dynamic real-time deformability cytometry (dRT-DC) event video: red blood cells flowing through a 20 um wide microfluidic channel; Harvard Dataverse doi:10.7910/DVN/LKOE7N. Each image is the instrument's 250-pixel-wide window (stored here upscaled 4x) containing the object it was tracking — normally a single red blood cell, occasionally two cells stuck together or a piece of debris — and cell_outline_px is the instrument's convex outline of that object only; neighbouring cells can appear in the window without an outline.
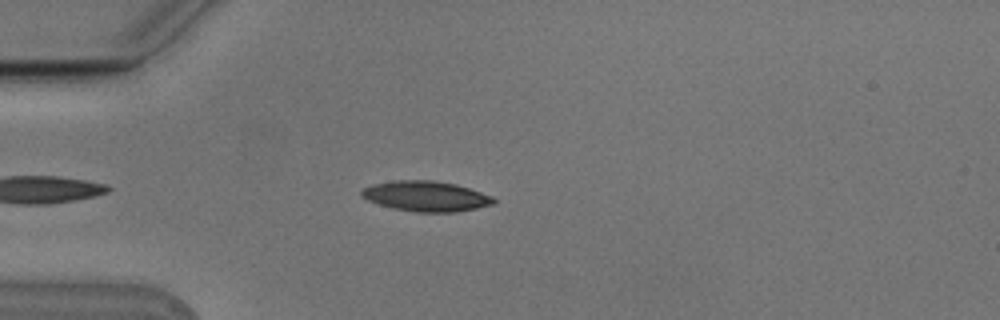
{"species": "Egyptian fruit bat (a non-hibernating species)", "species_latin": "Rousettus aegyptiacus", "temperature_condition": "cold", "stored_images_in_passage": 45, "camera_frame_rate_fps": 3000, "um_per_image_px": 0.085, "animal": {"sex": "male"}, "frame": {"image": 1, "passage_image": 6, "time_ms": 1.667, "image_size_px": [1000, 320], "cell_outline_px": [[496, 200], [492, 204], [476, 208], [456, 212], [416, 212], [392, 208], [368, 200], [360, 196], [360, 192], [364, 188], [372, 184], [396, 180], [432, 180], [456, 184], [492, 196]], "centroid_in_image_um": [36.19, 16.67], "position_along_channel_um": 48.8, "area_um2": 23.18}}
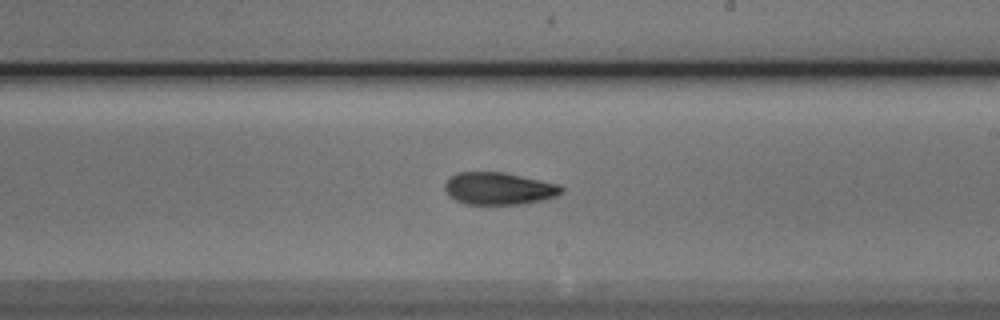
{"frame": {"image": 2, "passage_image": 23, "time_ms": 7.333, "image_size_px": [1000, 320], "cell_outline_px": [[564, 192], [556, 196], [544, 200], [520, 204], [464, 204], [448, 196], [444, 188], [444, 184], [452, 176], [460, 172], [504, 172], [560, 184], [564, 188]], "centroid_in_image_um": [42.43, 16.03], "position_along_channel_um": 246.6, "area_um2": 22.08}}
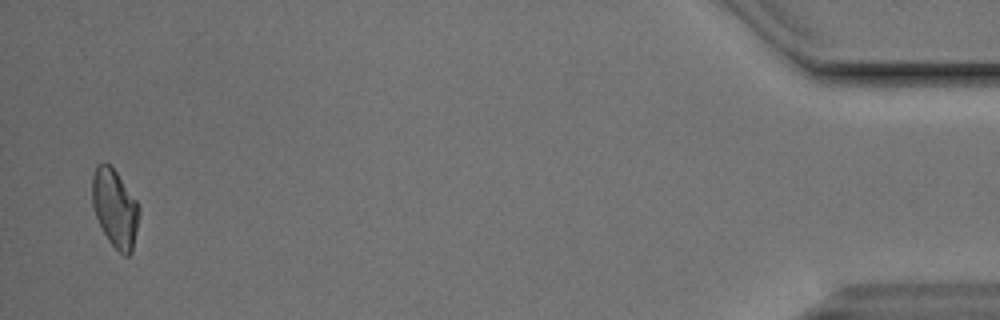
{"frame": {"image": 3, "passage_image": 44, "time_ms": 14.333, "image_size_px": [1000, 320], "cell_outline_px": [[140, 212], [132, 252], [128, 256], [124, 256], [108, 240], [96, 216], [92, 204], [92, 176], [96, 164], [108, 164], [116, 172], [136, 200], [140, 208]], "centroid_in_image_um": [9.77, 17.71], "position_along_channel_um": 425.4, "area_um2": 21.04}}